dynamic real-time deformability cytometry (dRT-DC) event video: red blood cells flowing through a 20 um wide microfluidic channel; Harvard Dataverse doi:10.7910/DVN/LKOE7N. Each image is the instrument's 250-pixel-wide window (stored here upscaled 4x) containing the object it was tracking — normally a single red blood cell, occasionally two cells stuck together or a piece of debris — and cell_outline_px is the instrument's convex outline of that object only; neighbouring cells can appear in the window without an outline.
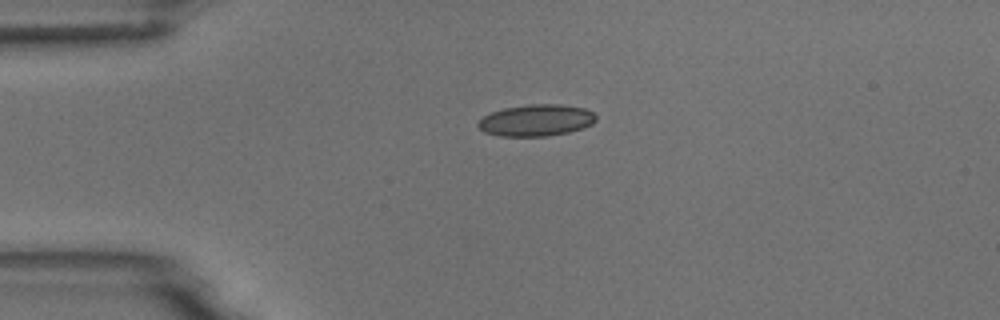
{"species": "common noctule bat (a hibernating species)", "species_latin": "Nyctalus noctula", "temperature_condition": "room temperature", "stored_images_in_passage": 3, "camera_frame_rate_fps": 3000, "um_per_image_px": 0.085, "animal": {"sex": "male", "body_mass_g": 18.8}, "frame": {"image": 1, "passage_image": 1, "time_ms": 0.0, "image_size_px": [1000, 320], "cell_outline_px": [[596, 120], [592, 124], [584, 128], [568, 132], [548, 136], [500, 136], [484, 132], [476, 124], [484, 116], [492, 112], [504, 108], [528, 104], [560, 104], [584, 108], [592, 112], [596, 116]], "centroid_in_image_um": [45.59, 10.22], "position_along_channel_um": 39.4, "area_um2": 21.73}}